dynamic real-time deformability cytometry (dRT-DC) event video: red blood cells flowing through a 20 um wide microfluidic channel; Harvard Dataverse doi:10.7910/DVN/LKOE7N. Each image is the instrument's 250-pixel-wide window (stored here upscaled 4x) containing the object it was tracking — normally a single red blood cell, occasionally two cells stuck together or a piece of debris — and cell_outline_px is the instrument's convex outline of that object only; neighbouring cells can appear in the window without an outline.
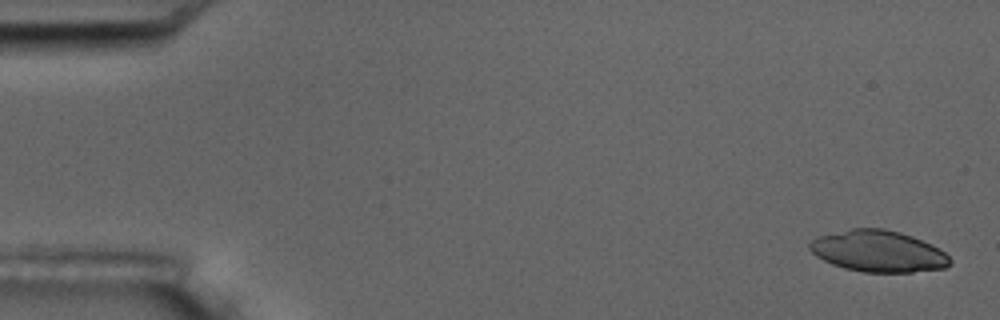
{"species": "common noctule bat (a hibernating species)", "species_latin": "Nyctalus noctula", "temperature_condition": "room temperature", "stored_images_in_passage": 5, "camera_frame_rate_fps": 3000, "um_per_image_px": 0.085, "animal": {"sex": "male", "body_mass_g": 17.5, "forearm_length_mm": 52.3}, "frame": {"image": 1, "passage_image": 1, "time_ms": 0.0, "image_size_px": [1000, 320], "cell_outline_px": [[952, 264], [944, 268], [912, 272], [864, 272], [844, 268], [832, 264], [816, 256], [808, 248], [808, 244], [816, 236], [852, 228], [884, 228], [900, 232], [912, 236], [932, 244], [944, 252], [952, 260]], "centroid_in_image_um": [74.65, 21.35], "position_along_channel_um": 10.4, "area_um2": 34.04}}